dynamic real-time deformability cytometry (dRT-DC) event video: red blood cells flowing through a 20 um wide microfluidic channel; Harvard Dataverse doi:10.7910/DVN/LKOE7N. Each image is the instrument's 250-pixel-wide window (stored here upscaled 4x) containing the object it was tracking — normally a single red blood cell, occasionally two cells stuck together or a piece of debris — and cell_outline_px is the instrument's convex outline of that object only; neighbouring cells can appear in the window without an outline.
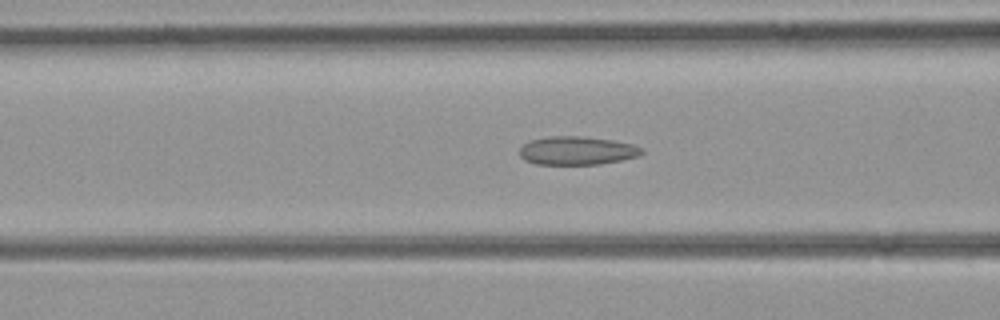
{"species": "common noctule bat (a hibernating species)", "species_latin": "Nyctalus noctula", "temperature_condition": "room temperature", "stored_images_in_passage": 40, "camera_frame_rate_fps": 3000, "um_per_image_px": 0.085, "animal": {"sex": "female", "body_mass_g": 21.9}, "frame": {"image": 1, "passage_image": 12, "time_ms": 3.667, "image_size_px": [1000, 320], "cell_outline_px": [[644, 152], [640, 156], [620, 160], [596, 164], [536, 164], [524, 160], [520, 156], [520, 148], [524, 144], [532, 140], [548, 136], [576, 136], [612, 140], [632, 144], [644, 148]], "centroid_in_image_um": [49.06, 12.8], "position_along_channel_um": 117.5, "area_um2": 20.11}}
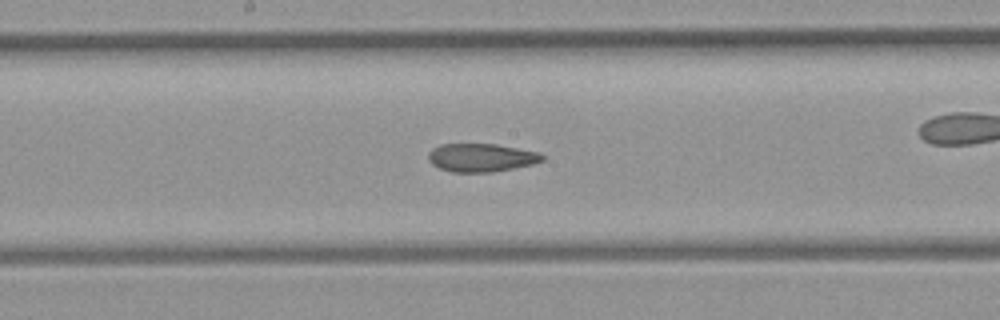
{"frame": {"image": 2, "passage_image": 18, "time_ms": 5.667, "image_size_px": [1000, 320], "cell_outline_px": [[544, 160], [532, 164], [492, 172], [452, 172], [440, 168], [432, 164], [428, 160], [428, 152], [432, 148], [440, 144], [496, 144], [536, 152], [544, 156]], "centroid_in_image_um": [40.85, 13.39], "position_along_channel_um": 207.3, "area_um2": 18.61}}
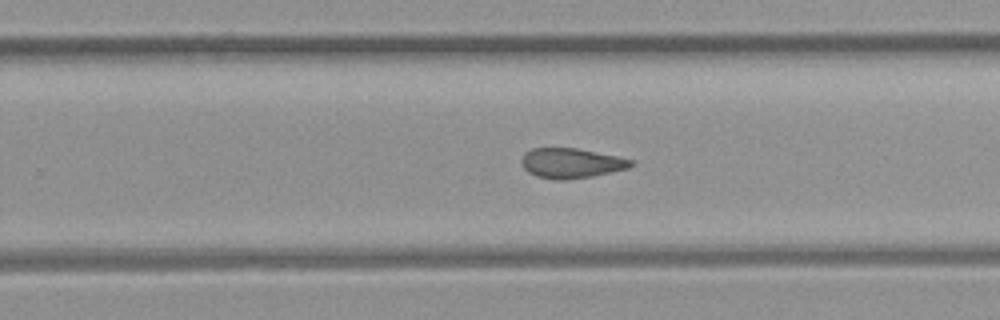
{"frame": {"image": 3, "passage_image": 23, "time_ms": 7.333, "image_size_px": [1000, 320], "cell_outline_px": [[632, 164], [628, 168], [592, 176], [564, 180], [556, 180], [536, 176], [528, 172], [524, 168], [520, 160], [524, 152], [532, 148], [576, 148], [616, 156], [632, 160]], "centroid_in_image_um": [48.49, 13.86], "position_along_channel_um": 281.3, "area_um2": 18.96}}